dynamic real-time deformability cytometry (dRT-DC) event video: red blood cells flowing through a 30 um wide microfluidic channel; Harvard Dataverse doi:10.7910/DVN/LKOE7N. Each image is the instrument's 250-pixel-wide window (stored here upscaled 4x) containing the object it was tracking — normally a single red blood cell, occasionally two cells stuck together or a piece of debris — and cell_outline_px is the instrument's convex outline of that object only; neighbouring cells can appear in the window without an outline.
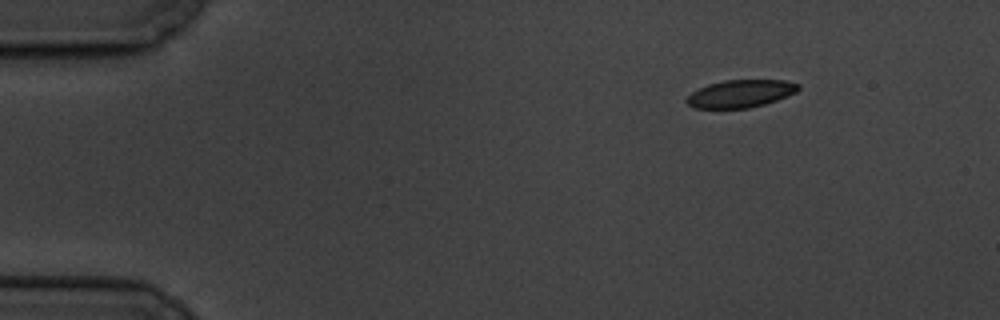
{"species": "common noctule bat (a hibernating species)", "species_latin": "Nyctalus noctula", "temperature_condition": "cold", "stored_images_in_passage": 4, "camera_frame_rate_fps": 3000, "um_per_image_px": 0.085, "animal": {"sex": "male", "body_mass_g": 19.5, "forearm_length_mm": 54.6}, "frame": {"image": 1, "passage_image": 1, "time_ms": 0.0, "image_size_px": [1000, 320], "cell_outline_px": [[800, 88], [796, 92], [776, 100], [764, 104], [748, 108], [696, 108], [688, 104], [684, 100], [692, 92], [708, 84], [724, 80], [784, 80], [800, 84]], "centroid_in_image_um": [62.95, 7.95], "position_along_channel_um": 22.1, "area_um2": 17.86}}
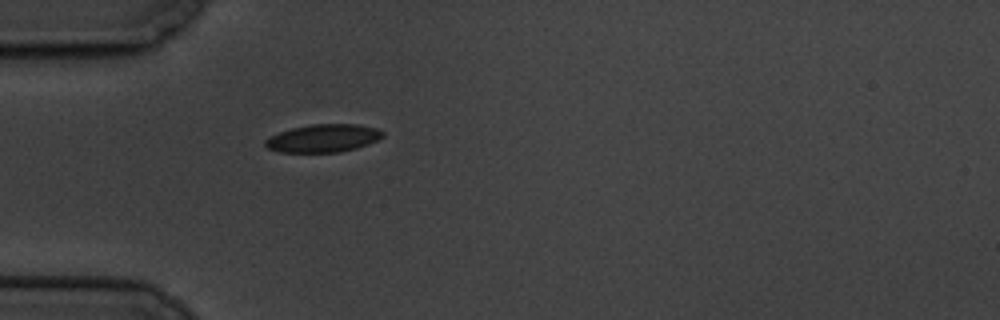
{"frame": {"image": 2, "passage_image": 4, "time_ms": 3.333, "image_size_px": [1000, 320], "cell_outline_px": [[384, 136], [368, 144], [356, 148], [340, 152], [280, 152], [268, 148], [264, 144], [264, 140], [280, 132], [292, 128], [312, 124], [356, 124], [376, 128], [384, 132]], "centroid_in_image_um": [27.48, 11.75], "position_along_channel_um": 57.5, "area_um2": 18.96}}